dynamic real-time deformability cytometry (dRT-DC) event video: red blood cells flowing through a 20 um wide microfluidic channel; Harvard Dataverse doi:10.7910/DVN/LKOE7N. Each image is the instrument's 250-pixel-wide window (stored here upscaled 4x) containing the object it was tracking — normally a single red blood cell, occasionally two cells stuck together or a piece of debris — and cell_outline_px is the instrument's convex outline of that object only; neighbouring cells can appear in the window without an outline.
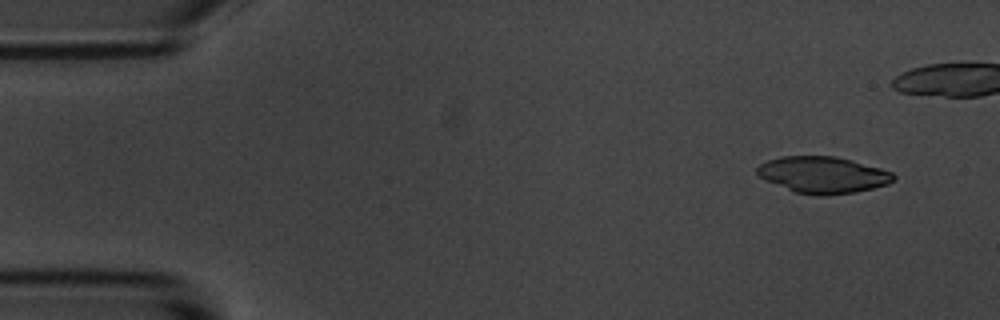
{"species": "common noctule bat (a hibernating species)", "species_latin": "Nyctalus noctula", "temperature_condition": "room temperature", "stored_images_in_passage": 5, "camera_frame_rate_fps": 3000, "um_per_image_px": 0.085, "animal": {"sex": "male", "body_mass_g": 20.1, "forearm_length_mm": 53.5}, "frame": {"image": 1, "passage_image": 1, "time_ms": 0.0, "image_size_px": [1000, 320], "cell_outline_px": [[896, 176], [888, 184], [856, 192], [824, 196], [820, 196], [796, 192], [764, 180], [756, 176], [756, 168], [760, 164], [768, 160], [780, 156], [836, 156], [852, 160], [880, 168], [892, 172]], "centroid_in_image_um": [69.91, 14.86], "position_along_channel_um": 15.1, "area_um2": 29.13}}